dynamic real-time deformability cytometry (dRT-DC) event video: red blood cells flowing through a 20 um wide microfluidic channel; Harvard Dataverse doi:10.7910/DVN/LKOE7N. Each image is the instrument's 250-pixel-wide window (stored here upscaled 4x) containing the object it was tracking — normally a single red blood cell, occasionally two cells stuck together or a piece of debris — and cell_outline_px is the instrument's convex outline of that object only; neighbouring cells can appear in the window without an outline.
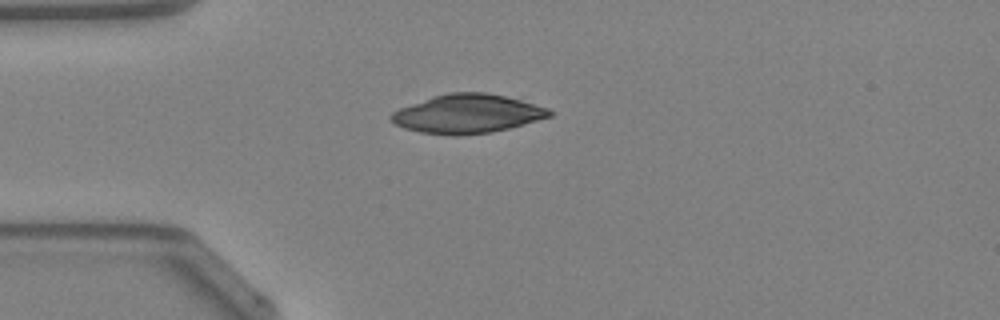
{"species": "Egyptian fruit bat (a non-hibernating species)", "species_latin": "Rousettus aegyptiacus", "temperature_condition": "warm", "stored_images_in_passage": 4, "camera_frame_rate_fps": 3000, "um_per_image_px": 0.085, "animal": {"sex": "female"}, "frame": {"image": 1, "passage_image": 1, "time_ms": 0.0, "image_size_px": [1000, 320], "cell_outline_px": [[556, 112], [552, 116], [524, 124], [492, 132], [460, 136], [456, 136], [420, 132], [404, 128], [396, 124], [388, 116], [392, 112], [400, 108], [432, 96], [448, 92], [488, 92], [520, 100], [548, 108]], "centroid_in_image_um": [39.74, 9.67], "position_along_channel_um": 45.3, "area_um2": 35.89}}